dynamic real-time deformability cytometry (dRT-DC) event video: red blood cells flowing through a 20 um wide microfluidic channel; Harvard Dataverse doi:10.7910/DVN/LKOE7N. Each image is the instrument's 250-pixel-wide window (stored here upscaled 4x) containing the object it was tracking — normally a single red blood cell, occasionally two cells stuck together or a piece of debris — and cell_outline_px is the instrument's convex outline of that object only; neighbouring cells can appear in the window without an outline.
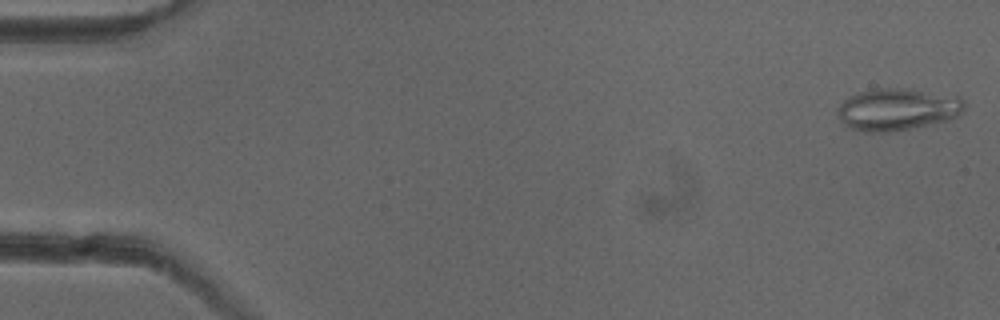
{"species": "common noctule bat (a hibernating species)", "species_latin": "Nyctalus noctula", "temperature_condition": "cold", "stored_images_in_passage": 51, "camera_frame_rate_fps": 3000, "um_per_image_px": 0.085, "animal": {"sex": "female"}, "frame": {"image": 1, "passage_image": 1, "time_ms": 0.0, "image_size_px": [1000, 320], "cell_outline_px": [[964, 108], [956, 116], [948, 120], [912, 128], [888, 132], [864, 132], [852, 128], [844, 124], [840, 120], [836, 108], [844, 100], [860, 92], [876, 88], [912, 88], [960, 96], [964, 100]], "centroid_in_image_um": [76.29, 9.28], "position_along_channel_um": 8.7, "area_um2": 31.21}}
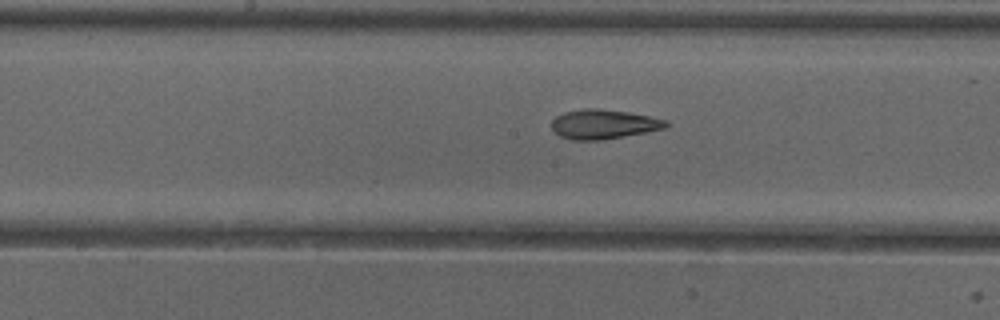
{"frame": {"image": 2, "passage_image": 26, "time_ms": 8.333, "image_size_px": [1000, 320], "cell_outline_px": [[672, 124], [664, 128], [644, 132], [600, 140], [572, 140], [560, 136], [552, 128], [552, 120], [556, 116], [564, 112], [584, 108], [600, 108], [628, 112], [668, 120]], "centroid_in_image_um": [51.3, 10.54], "position_along_channel_um": 196.9, "area_um2": 19.54}}
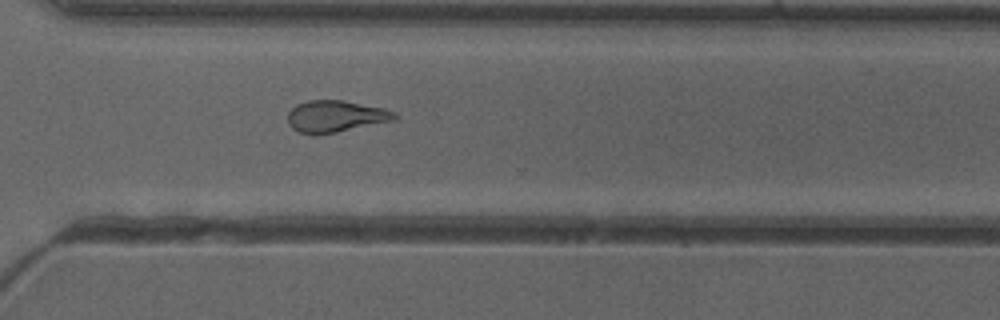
{"frame": {"image": 3, "passage_image": 37, "time_ms": 12.0, "image_size_px": [1000, 320], "cell_outline_px": [[396, 120], [336, 132], [300, 132], [292, 128], [288, 124], [288, 112], [296, 104], [308, 100], [340, 100], [384, 108], [396, 112]], "centroid_in_image_um": [28.54, 9.86], "position_along_channel_um": 342.1, "area_um2": 19.31}, "authors_computed_cell_mechanics": {"area_um2": 20.808, "velocity_mm_per_s": 3.9749, "shape_relaxation_time_tau1_ms": 8.9993, "shape_relaxation_time_tau2_ms": 2.1589, "deformation_change_tau1": 0.2315, "deformation_change_tau2": 0.1031}}